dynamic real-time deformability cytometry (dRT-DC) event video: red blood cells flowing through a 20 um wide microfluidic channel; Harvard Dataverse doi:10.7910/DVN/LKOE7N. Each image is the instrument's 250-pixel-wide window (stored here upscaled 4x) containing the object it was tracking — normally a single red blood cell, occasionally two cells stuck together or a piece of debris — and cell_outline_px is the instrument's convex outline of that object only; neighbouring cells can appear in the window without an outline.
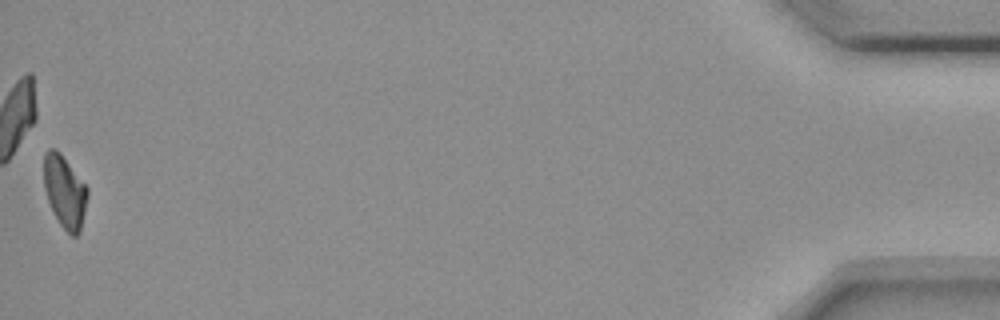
{"species": "common noctule bat (a hibernating species)", "species_latin": "Nyctalus noctula", "temperature_condition": "room temperature", "stored_images_in_passage": 53, "camera_frame_rate_fps": 3000, "um_per_image_px": 0.085, "animal": {"sex": "female", "body_mass_g": 18.4}, "frame": {"image": 1, "passage_image": 53, "time_ms": 17.333, "image_size_px": [1000, 320], "cell_outline_px": [[88, 196], [80, 232], [76, 236], [72, 236], [60, 224], [48, 200], [44, 188], [44, 152], [48, 148], [56, 148], [60, 152], [88, 188]], "centroid_in_image_um": [5.5, 16.26], "position_along_channel_um": 429.7, "area_um2": 18.26}, "authors_computed_cell_mechanics": {"area_um2": 19.941, "velocity_mm_per_s": 3.6636, "shape_relaxation_time_tau1_ms": 4.5655, "shape_relaxation_time_tau2_ms": null, "deformation_change_tau1": 0.1507, "deformation_change_tau2": null}}